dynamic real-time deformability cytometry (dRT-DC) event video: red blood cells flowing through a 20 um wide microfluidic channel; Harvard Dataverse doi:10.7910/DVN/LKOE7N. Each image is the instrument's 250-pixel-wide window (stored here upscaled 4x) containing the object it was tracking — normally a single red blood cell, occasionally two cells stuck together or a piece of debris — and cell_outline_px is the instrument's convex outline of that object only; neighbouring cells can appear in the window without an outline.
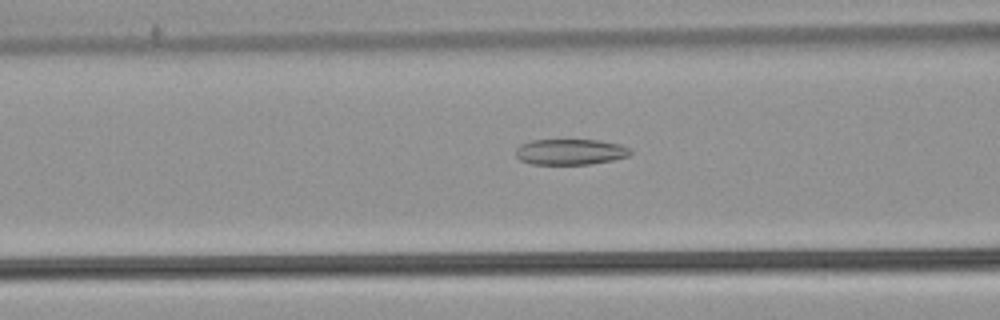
{"species": "common noctule bat (a hibernating species)", "species_latin": "Nyctalus noctula", "temperature_condition": "warm", "stored_images_in_passage": 51, "camera_frame_rate_fps": 3000, "um_per_image_px": 0.085, "animal": {"sex": "male", "body_mass_g": 21.5, "forearm_length_mm": 52.0}, "frame": {"image": 1, "passage_image": 22, "time_ms": 7.0, "image_size_px": [1000, 320], "cell_outline_px": [[632, 152], [628, 156], [612, 160], [588, 164], [532, 164], [520, 160], [516, 156], [516, 148], [520, 144], [532, 140], [600, 140], [620, 144], [628, 148]], "centroid_in_image_um": [48.46, 12.9], "position_along_channel_um": 118.1, "area_um2": 17.17}}
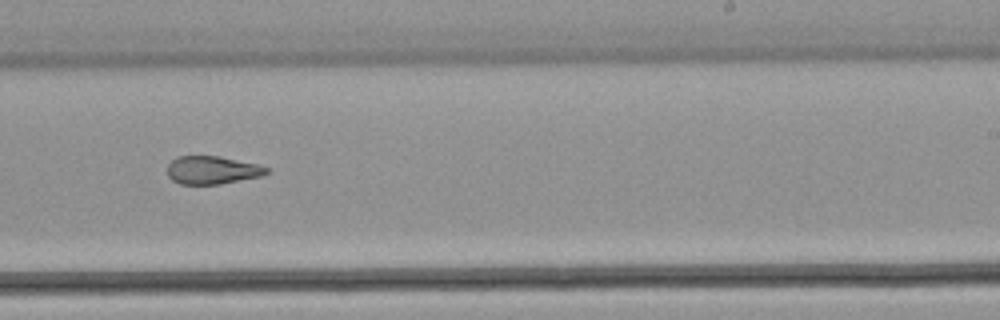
{"frame": {"image": 2, "passage_image": 34, "time_ms": 11.0, "image_size_px": [1000, 320], "cell_outline_px": [[272, 172], [260, 176], [220, 184], [180, 184], [172, 180], [168, 176], [168, 164], [176, 156], [220, 156], [256, 164], [268, 168]], "centroid_in_image_um": [18.03, 14.45], "position_along_channel_um": 271.0, "area_um2": 16.18}}
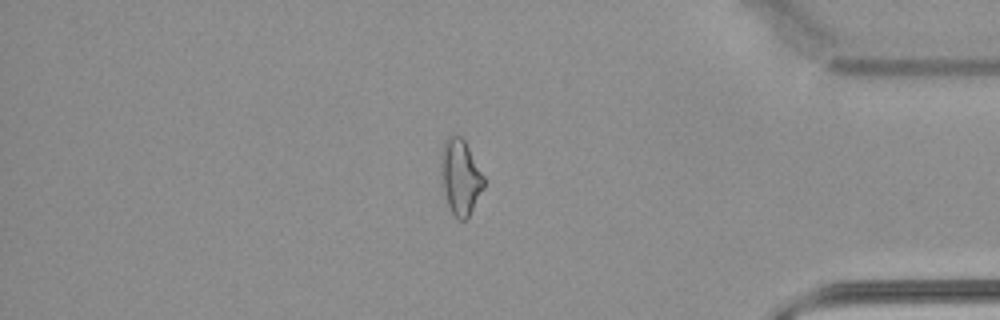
{"frame": {"image": 3, "passage_image": 46, "time_ms": 15.0, "image_size_px": [1000, 320], "cell_outline_px": [[484, 188], [468, 216], [464, 220], [460, 220], [452, 212], [448, 204], [440, 180], [440, 152], [444, 140], [448, 136], [460, 136], [464, 140], [484, 176]], "centroid_in_image_um": [39.1, 15.01], "position_along_channel_um": 396.1, "area_um2": 18.79}}